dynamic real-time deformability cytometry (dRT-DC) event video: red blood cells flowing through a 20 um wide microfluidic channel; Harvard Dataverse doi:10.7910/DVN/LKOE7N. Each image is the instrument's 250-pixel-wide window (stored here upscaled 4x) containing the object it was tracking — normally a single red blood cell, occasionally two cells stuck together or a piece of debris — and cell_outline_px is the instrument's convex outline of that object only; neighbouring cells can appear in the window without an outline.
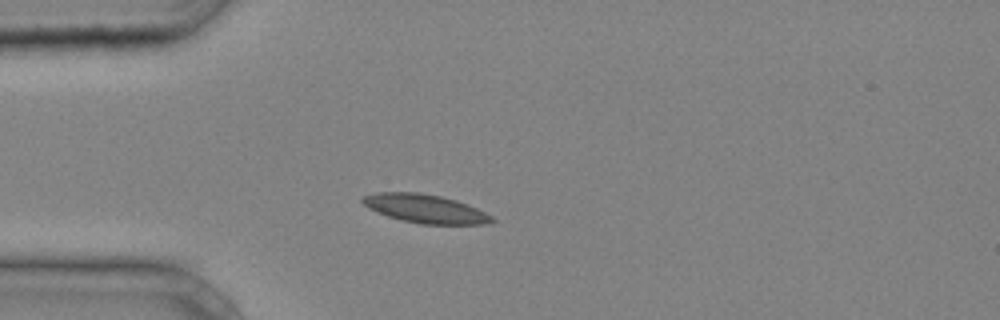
{"species": "common noctule bat (a hibernating species)", "species_latin": "Nyctalus noctula", "temperature_condition": "cold", "stored_images_in_passage": 31, "camera_frame_rate_fps": 3000, "um_per_image_px": 0.085, "animal": {"sex": "male", "body_mass_g": 20.4}, "frame": {"image": 1, "passage_image": 1, "time_ms": 0.0, "image_size_px": [1000, 320], "cell_outline_px": [[496, 220], [484, 224], [420, 224], [388, 216], [368, 208], [360, 200], [364, 196], [376, 192], [420, 192], [440, 196], [456, 200], [468, 204], [492, 216]], "centroid_in_image_um": [36.14, 17.73], "position_along_channel_um": 48.9, "area_um2": 21.39}}
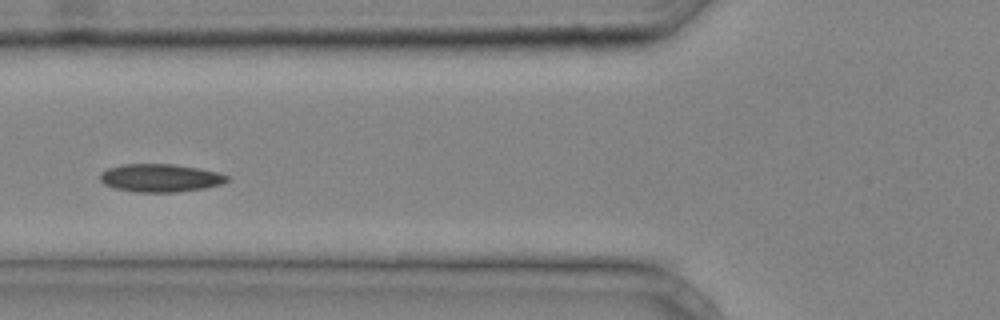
{"frame": {"image": 2, "passage_image": 6, "time_ms": 1.667, "image_size_px": [1000, 320], "cell_outline_px": [[232, 180], [220, 184], [204, 188], [176, 192], [136, 192], [116, 188], [104, 184], [100, 180], [100, 172], [108, 168], [124, 164], [172, 164], [200, 168], [216, 172], [228, 176]], "centroid_in_image_um": [13.63, 15.12], "position_along_channel_um": 112.2, "area_um2": 20.69}}
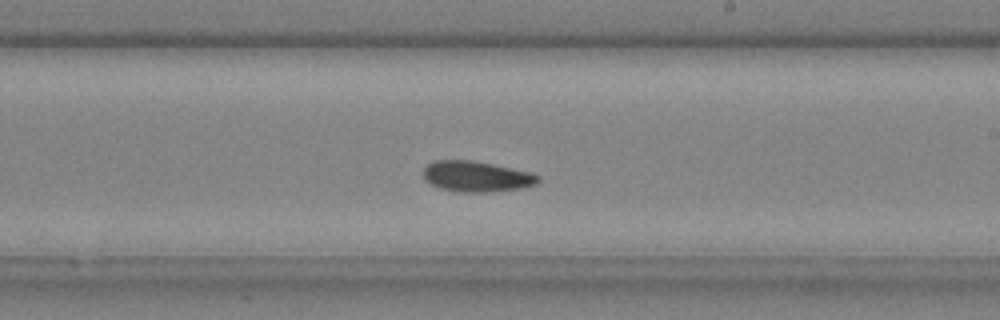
{"frame": {"image": 3, "passage_image": 15, "time_ms": 4.667, "image_size_px": [1000, 320], "cell_outline_px": [[540, 180], [536, 184], [520, 188], [492, 192], [460, 192], [440, 188], [428, 184], [424, 180], [424, 168], [432, 160], [472, 160], [532, 172], [540, 176]], "centroid_in_image_um": [40.49, 15.0], "position_along_channel_um": 248.5, "area_um2": 20.69}}